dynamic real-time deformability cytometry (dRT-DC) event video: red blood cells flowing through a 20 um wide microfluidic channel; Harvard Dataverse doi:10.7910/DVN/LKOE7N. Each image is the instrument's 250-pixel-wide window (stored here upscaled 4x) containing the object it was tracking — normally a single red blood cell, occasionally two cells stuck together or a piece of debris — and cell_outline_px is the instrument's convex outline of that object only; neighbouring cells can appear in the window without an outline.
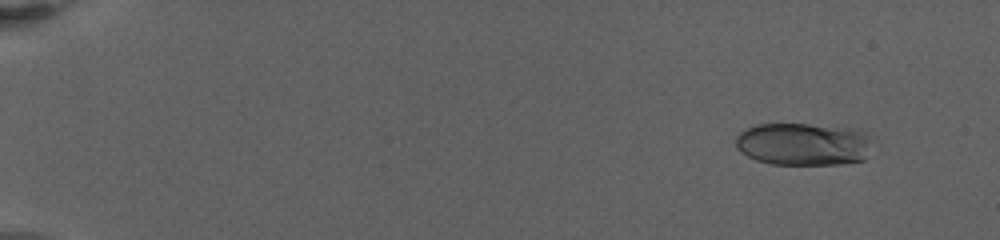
{"species": "human", "species_latin": "Homo sapiens", "temperature_condition": "warm", "stored_images_in_passage": 36, "camera_frame_rate_fps": 3000, "um_per_image_px": 0.085, "donor": {"sex": "female"}, "frame": {"image": 1, "passage_image": 4, "time_ms": 1.333, "image_size_px": [1000, 240], "cell_outline_px": [[868, 140], [864, 160], [840, 164], [772, 164], [756, 160], [740, 152], [736, 148], [736, 136], [744, 128], [756, 124], [808, 124], [856, 128], [868, 136]], "centroid_in_image_um": [68.2, 12.24], "position_along_channel_um": 16.8, "area_um2": 33.81}}
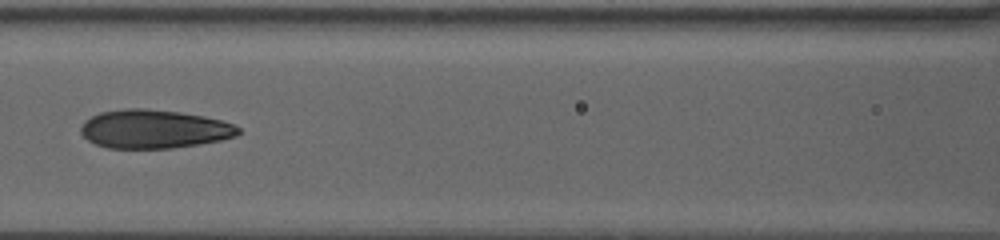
{"frame": {"image": 2, "passage_image": 22, "time_ms": 10.333, "image_size_px": [1000, 240], "cell_outline_px": [[240, 132], [236, 136], [220, 140], [200, 144], [172, 148], [108, 148], [96, 144], [88, 140], [80, 132], [80, 128], [84, 120], [100, 112], [124, 108], [148, 108], [180, 112], [204, 116], [220, 120], [232, 124], [240, 128]], "centroid_in_image_um": [13.07, 10.96], "position_along_channel_um": 153.5, "area_um2": 35.55}}
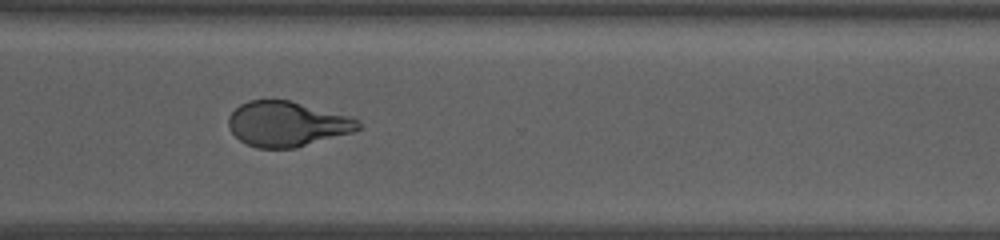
{"frame": {"image": 3, "passage_image": 35, "time_ms": 16.333, "image_size_px": [1000, 240], "cell_outline_px": [[360, 128], [352, 132], [292, 148], [256, 148], [240, 140], [228, 128], [228, 116], [240, 104], [248, 100], [288, 100], [348, 116], [356, 120], [360, 124]], "centroid_in_image_um": [24.33, 10.53], "position_along_channel_um": 346.3, "area_um2": 33.47}}